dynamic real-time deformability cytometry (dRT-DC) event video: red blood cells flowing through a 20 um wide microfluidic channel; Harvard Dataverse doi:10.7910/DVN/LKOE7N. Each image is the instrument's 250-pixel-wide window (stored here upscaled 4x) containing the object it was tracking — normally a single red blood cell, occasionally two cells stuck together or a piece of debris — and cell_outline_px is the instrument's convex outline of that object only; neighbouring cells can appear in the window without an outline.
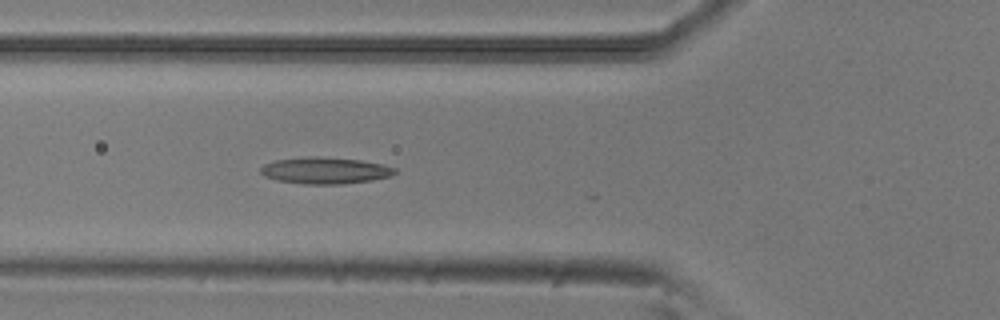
{"species": "common noctule bat (a hibernating species)", "species_latin": "Nyctalus noctula", "temperature_condition": "room temperature", "stored_images_in_passage": 3, "camera_frame_rate_fps": 3000, "um_per_image_px": 0.085, "animal": {"sex": "male", "body_mass_g": 20.5, "forearm_length_mm": 52.5}, "frame": {"image": 1, "passage_image": 3, "time_ms": 0.667, "image_size_px": [1000, 320], "cell_outline_px": [[396, 172], [392, 176], [372, 180], [344, 184], [304, 184], [276, 180], [264, 176], [260, 172], [260, 168], [264, 164], [276, 160], [308, 156], [320, 156], [360, 160], [384, 164], [396, 168]], "centroid_in_image_um": [27.65, 14.49], "position_along_channel_um": 98.2, "area_um2": 20.98}}